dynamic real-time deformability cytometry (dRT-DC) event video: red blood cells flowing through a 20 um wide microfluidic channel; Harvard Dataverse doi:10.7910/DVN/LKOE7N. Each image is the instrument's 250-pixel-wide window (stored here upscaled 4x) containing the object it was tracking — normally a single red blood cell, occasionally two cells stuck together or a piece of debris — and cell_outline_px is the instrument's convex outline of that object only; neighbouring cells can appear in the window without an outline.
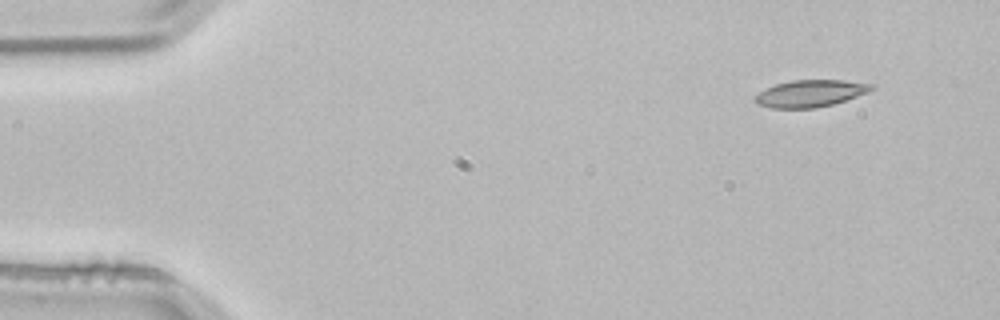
{"species": "common noctule bat (a hibernating species)", "species_latin": "Nyctalus noctula", "temperature_condition": "room temperature", "stored_images_in_passage": 3, "segment_of_instrument_passage": [2, 2], "camera_frame_rate_fps": 3000, "um_per_image_px": 0.085, "animal": {"sex": "male", "body_mass_g": 21.5, "forearm_length_mm": 52.0}, "frame": {"image": 1, "passage_image": 3, "time_ms": 0.667, "image_size_px": [1000, 320], "cell_outline_px": [[876, 88], [868, 92], [832, 104], [816, 108], [772, 108], [756, 104], [752, 100], [752, 96], [776, 84], [792, 80], [844, 80], [876, 84]], "centroid_in_image_um": [68.87, 7.94], "position_along_channel_um": 16.1, "area_um2": 18.38}}